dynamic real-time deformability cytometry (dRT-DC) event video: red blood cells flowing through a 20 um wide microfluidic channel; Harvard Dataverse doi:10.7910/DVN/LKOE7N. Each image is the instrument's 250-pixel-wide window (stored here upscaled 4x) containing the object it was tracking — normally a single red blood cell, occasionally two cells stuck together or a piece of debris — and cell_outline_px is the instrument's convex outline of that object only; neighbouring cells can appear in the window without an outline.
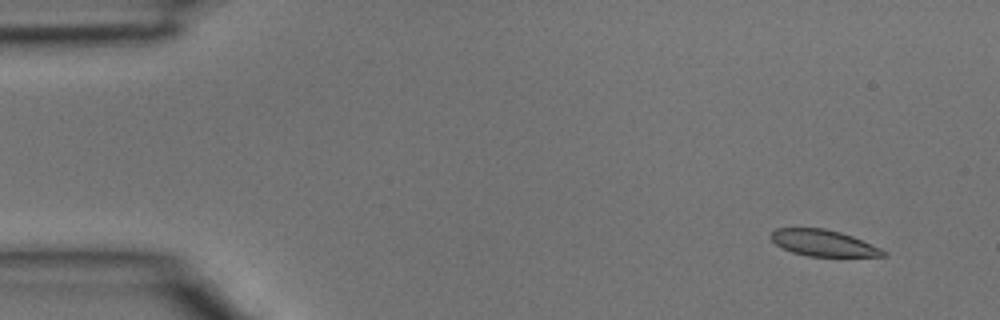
{"species": "common noctule bat (a hibernating species)", "species_latin": "Nyctalus noctula", "temperature_condition": "room temperature", "stored_images_in_passage": 4, "camera_frame_rate_fps": 3000, "um_per_image_px": 0.085, "animal": {"sex": "male", "body_mass_g": 15.6}, "frame": {"image": 1, "passage_image": 1, "time_ms": 0.0, "image_size_px": [1000, 320], "cell_outline_px": [[888, 256], [808, 256], [792, 252], [776, 244], [768, 236], [776, 228], [824, 228], [840, 232], [852, 236], [872, 244], [888, 252]], "centroid_in_image_um": [69.99, 20.65], "position_along_channel_um": 15.0, "area_um2": 17.17}}
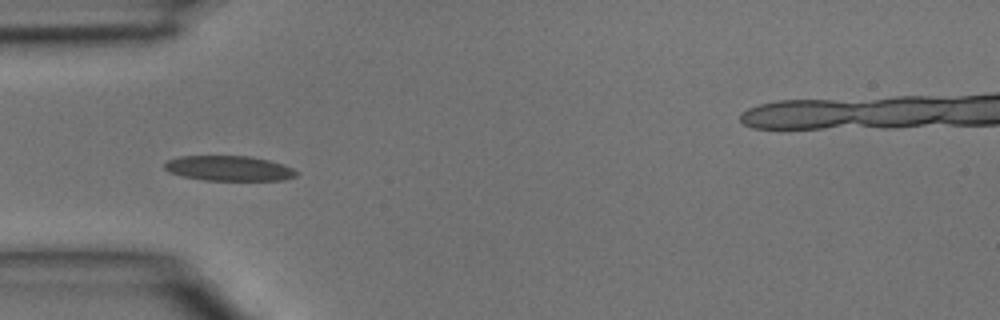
{"frame": {"image": 2, "passage_image": 3, "time_ms": 0.667, "image_size_px": [1000, 320], "cell_outline_px": [[300, 172], [296, 176], [284, 180], [204, 180], [184, 176], [168, 172], [164, 168], [164, 164], [168, 160], [180, 156], [248, 156], [268, 160], [292, 168]], "centroid_in_image_um": [19.46, 14.31], "position_along_channel_um": 65.5, "area_um2": 19.13}}
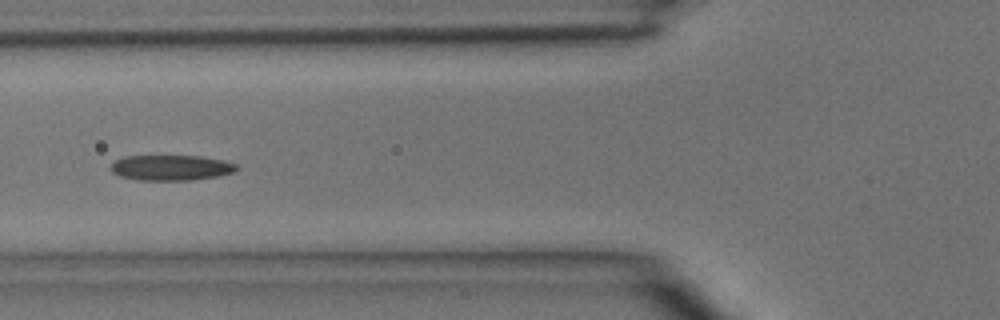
{"frame": {"image": 3, "passage_image": 4, "time_ms": 1.0, "image_size_px": [1000, 320], "cell_outline_px": [[240, 168], [232, 172], [216, 176], [192, 180], [136, 180], [120, 176], [112, 172], [112, 164], [116, 160], [124, 156], [200, 156], [220, 160], [236, 164]], "centroid_in_image_um": [14.52, 14.26], "position_along_channel_um": 111.3, "area_um2": 18.44}}